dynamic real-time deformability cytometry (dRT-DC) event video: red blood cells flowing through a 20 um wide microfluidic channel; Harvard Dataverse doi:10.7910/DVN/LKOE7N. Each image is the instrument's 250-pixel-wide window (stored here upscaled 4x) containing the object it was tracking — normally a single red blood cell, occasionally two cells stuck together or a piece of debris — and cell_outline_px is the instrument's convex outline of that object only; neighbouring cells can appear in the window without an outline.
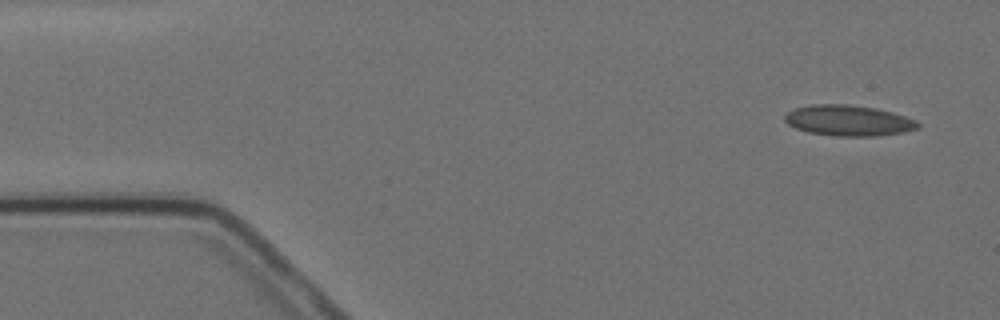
{"species": "Egyptian fruit bat (a non-hibernating species)", "species_latin": "Rousettus aegyptiacus", "temperature_condition": "cold", "stored_images_in_passage": 3, "camera_frame_rate_fps": 3000, "um_per_image_px": 0.085, "animal": {"sex": "female"}, "frame": {"image": 1, "passage_image": 1, "time_ms": 0.0, "image_size_px": [1000, 320], "cell_outline_px": [[920, 128], [904, 132], [880, 136], [836, 136], [808, 132], [796, 128], [788, 124], [784, 120], [784, 116], [792, 108], [812, 104], [848, 104], [876, 108], [892, 112], [916, 120], [920, 124]], "centroid_in_image_um": [72.12, 10.24], "position_along_channel_um": 12.9, "area_um2": 24.04}}